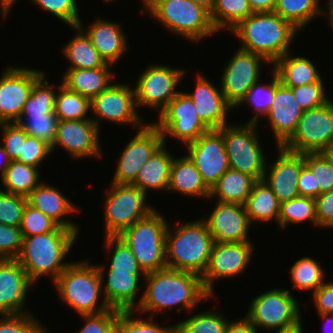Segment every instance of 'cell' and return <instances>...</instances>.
I'll return each mask as SVG.
<instances>
[{
	"mask_svg": "<svg viewBox=\"0 0 333 333\" xmlns=\"http://www.w3.org/2000/svg\"><path fill=\"white\" fill-rule=\"evenodd\" d=\"M143 296L136 312L157 317L177 309V313L189 312L215 298L202 284V277L196 273L165 267L146 273L143 280ZM175 308V309H174ZM157 315V316H156Z\"/></svg>",
	"mask_w": 333,
	"mask_h": 333,
	"instance_id": "obj_1",
	"label": "cell"
},
{
	"mask_svg": "<svg viewBox=\"0 0 333 333\" xmlns=\"http://www.w3.org/2000/svg\"><path fill=\"white\" fill-rule=\"evenodd\" d=\"M79 236L77 232L62 226L45 234L23 236L22 249L17 260L29 280L36 285L45 276L53 284L72 262L67 259L74 249L73 246L77 245Z\"/></svg>",
	"mask_w": 333,
	"mask_h": 333,
	"instance_id": "obj_2",
	"label": "cell"
},
{
	"mask_svg": "<svg viewBox=\"0 0 333 333\" xmlns=\"http://www.w3.org/2000/svg\"><path fill=\"white\" fill-rule=\"evenodd\" d=\"M299 33L275 12L253 13L229 31L240 42L238 48L262 55L271 65L292 51Z\"/></svg>",
	"mask_w": 333,
	"mask_h": 333,
	"instance_id": "obj_3",
	"label": "cell"
},
{
	"mask_svg": "<svg viewBox=\"0 0 333 333\" xmlns=\"http://www.w3.org/2000/svg\"><path fill=\"white\" fill-rule=\"evenodd\" d=\"M213 243L201 217L185 223L170 222L166 230V266L202 277L209 264Z\"/></svg>",
	"mask_w": 333,
	"mask_h": 333,
	"instance_id": "obj_4",
	"label": "cell"
},
{
	"mask_svg": "<svg viewBox=\"0 0 333 333\" xmlns=\"http://www.w3.org/2000/svg\"><path fill=\"white\" fill-rule=\"evenodd\" d=\"M89 260H73L53 283L58 299L78 316L110 310L102 292L98 269Z\"/></svg>",
	"mask_w": 333,
	"mask_h": 333,
	"instance_id": "obj_5",
	"label": "cell"
},
{
	"mask_svg": "<svg viewBox=\"0 0 333 333\" xmlns=\"http://www.w3.org/2000/svg\"><path fill=\"white\" fill-rule=\"evenodd\" d=\"M177 38L201 43L218 35L212 25L210 12L191 0H150L142 10Z\"/></svg>",
	"mask_w": 333,
	"mask_h": 333,
	"instance_id": "obj_6",
	"label": "cell"
},
{
	"mask_svg": "<svg viewBox=\"0 0 333 333\" xmlns=\"http://www.w3.org/2000/svg\"><path fill=\"white\" fill-rule=\"evenodd\" d=\"M169 222L170 220L155 208L119 235L145 273L167 267L165 243Z\"/></svg>",
	"mask_w": 333,
	"mask_h": 333,
	"instance_id": "obj_7",
	"label": "cell"
},
{
	"mask_svg": "<svg viewBox=\"0 0 333 333\" xmlns=\"http://www.w3.org/2000/svg\"><path fill=\"white\" fill-rule=\"evenodd\" d=\"M260 127L256 123L243 124L233 120L218 129L222 133L230 168L256 180L263 179L268 157L261 143Z\"/></svg>",
	"mask_w": 333,
	"mask_h": 333,
	"instance_id": "obj_8",
	"label": "cell"
},
{
	"mask_svg": "<svg viewBox=\"0 0 333 333\" xmlns=\"http://www.w3.org/2000/svg\"><path fill=\"white\" fill-rule=\"evenodd\" d=\"M103 225L105 236H119L155 209L148 196L132 184L110 183L105 188Z\"/></svg>",
	"mask_w": 333,
	"mask_h": 333,
	"instance_id": "obj_9",
	"label": "cell"
},
{
	"mask_svg": "<svg viewBox=\"0 0 333 333\" xmlns=\"http://www.w3.org/2000/svg\"><path fill=\"white\" fill-rule=\"evenodd\" d=\"M294 295L287 288L273 287L261 291L248 303L244 315L260 332L271 333L274 330L290 327L303 318L301 302H298Z\"/></svg>",
	"mask_w": 333,
	"mask_h": 333,
	"instance_id": "obj_10",
	"label": "cell"
},
{
	"mask_svg": "<svg viewBox=\"0 0 333 333\" xmlns=\"http://www.w3.org/2000/svg\"><path fill=\"white\" fill-rule=\"evenodd\" d=\"M148 65L135 78L136 84H133L136 106L138 111L142 108L154 110V114L156 112L158 114L155 115L158 116L181 91L177 87L182 79L185 82V74L189 70L155 62Z\"/></svg>",
	"mask_w": 333,
	"mask_h": 333,
	"instance_id": "obj_11",
	"label": "cell"
},
{
	"mask_svg": "<svg viewBox=\"0 0 333 333\" xmlns=\"http://www.w3.org/2000/svg\"><path fill=\"white\" fill-rule=\"evenodd\" d=\"M130 83V84H129ZM138 111L132 83L113 81L103 92L91 99V119L100 131L103 121L114 127L131 126L133 130L143 127L146 119ZM102 121V122H101ZM108 122V123H107Z\"/></svg>",
	"mask_w": 333,
	"mask_h": 333,
	"instance_id": "obj_12",
	"label": "cell"
},
{
	"mask_svg": "<svg viewBox=\"0 0 333 333\" xmlns=\"http://www.w3.org/2000/svg\"><path fill=\"white\" fill-rule=\"evenodd\" d=\"M282 147L302 154L333 151V99L304 111L295 132Z\"/></svg>",
	"mask_w": 333,
	"mask_h": 333,
	"instance_id": "obj_13",
	"label": "cell"
},
{
	"mask_svg": "<svg viewBox=\"0 0 333 333\" xmlns=\"http://www.w3.org/2000/svg\"><path fill=\"white\" fill-rule=\"evenodd\" d=\"M157 117L152 123L163 134L164 144L171 138L183 148L210 130L198 116L192 99L184 90Z\"/></svg>",
	"mask_w": 333,
	"mask_h": 333,
	"instance_id": "obj_14",
	"label": "cell"
},
{
	"mask_svg": "<svg viewBox=\"0 0 333 333\" xmlns=\"http://www.w3.org/2000/svg\"><path fill=\"white\" fill-rule=\"evenodd\" d=\"M233 51L232 57L223 64L219 84L227 102L235 108L247 91L263 77L262 69L271 64L262 55L238 47Z\"/></svg>",
	"mask_w": 333,
	"mask_h": 333,
	"instance_id": "obj_15",
	"label": "cell"
},
{
	"mask_svg": "<svg viewBox=\"0 0 333 333\" xmlns=\"http://www.w3.org/2000/svg\"><path fill=\"white\" fill-rule=\"evenodd\" d=\"M253 242L213 243L209 264L202 276V284L211 296L217 295L214 286L217 280L220 282L221 279L226 281L227 278L242 277L250 267L249 264L255 255Z\"/></svg>",
	"mask_w": 333,
	"mask_h": 333,
	"instance_id": "obj_16",
	"label": "cell"
},
{
	"mask_svg": "<svg viewBox=\"0 0 333 333\" xmlns=\"http://www.w3.org/2000/svg\"><path fill=\"white\" fill-rule=\"evenodd\" d=\"M135 132L116 158V167L110 183L133 184L142 166L163 144V134L152 121H148Z\"/></svg>",
	"mask_w": 333,
	"mask_h": 333,
	"instance_id": "obj_17",
	"label": "cell"
},
{
	"mask_svg": "<svg viewBox=\"0 0 333 333\" xmlns=\"http://www.w3.org/2000/svg\"><path fill=\"white\" fill-rule=\"evenodd\" d=\"M100 132L92 119L58 120L56 137L51 146L52 155L61 148L72 161L85 158L101 159L104 153Z\"/></svg>",
	"mask_w": 333,
	"mask_h": 333,
	"instance_id": "obj_18",
	"label": "cell"
},
{
	"mask_svg": "<svg viewBox=\"0 0 333 333\" xmlns=\"http://www.w3.org/2000/svg\"><path fill=\"white\" fill-rule=\"evenodd\" d=\"M7 65L0 74V123L17 122L34 82L45 70Z\"/></svg>",
	"mask_w": 333,
	"mask_h": 333,
	"instance_id": "obj_19",
	"label": "cell"
},
{
	"mask_svg": "<svg viewBox=\"0 0 333 333\" xmlns=\"http://www.w3.org/2000/svg\"><path fill=\"white\" fill-rule=\"evenodd\" d=\"M183 149L209 189L230 168L222 133L218 129H210Z\"/></svg>",
	"mask_w": 333,
	"mask_h": 333,
	"instance_id": "obj_20",
	"label": "cell"
},
{
	"mask_svg": "<svg viewBox=\"0 0 333 333\" xmlns=\"http://www.w3.org/2000/svg\"><path fill=\"white\" fill-rule=\"evenodd\" d=\"M208 211V217L202 216L213 241L218 243L243 242L251 240L249 232L255 227L251 224L244 205L215 201ZM210 213V214H209Z\"/></svg>",
	"mask_w": 333,
	"mask_h": 333,
	"instance_id": "obj_21",
	"label": "cell"
},
{
	"mask_svg": "<svg viewBox=\"0 0 333 333\" xmlns=\"http://www.w3.org/2000/svg\"><path fill=\"white\" fill-rule=\"evenodd\" d=\"M274 152H277L274 155L276 159L272 163L267 159L262 180L282 203L300 196L298 179L304 166V154L289 151L282 146H275Z\"/></svg>",
	"mask_w": 333,
	"mask_h": 333,
	"instance_id": "obj_22",
	"label": "cell"
},
{
	"mask_svg": "<svg viewBox=\"0 0 333 333\" xmlns=\"http://www.w3.org/2000/svg\"><path fill=\"white\" fill-rule=\"evenodd\" d=\"M100 264L95 265L100 275L104 298L110 309L136 310L142 300L143 294L140 291L144 290L141 289V286L144 283L142 280H144L146 273L115 272L105 266V262Z\"/></svg>",
	"mask_w": 333,
	"mask_h": 333,
	"instance_id": "obj_23",
	"label": "cell"
},
{
	"mask_svg": "<svg viewBox=\"0 0 333 333\" xmlns=\"http://www.w3.org/2000/svg\"><path fill=\"white\" fill-rule=\"evenodd\" d=\"M203 72L195 73L194 90L185 91L192 99L198 116L210 129H219L231 122L229 118L230 112H234V108L227 102L222 93L219 82L210 81Z\"/></svg>",
	"mask_w": 333,
	"mask_h": 333,
	"instance_id": "obj_24",
	"label": "cell"
},
{
	"mask_svg": "<svg viewBox=\"0 0 333 333\" xmlns=\"http://www.w3.org/2000/svg\"><path fill=\"white\" fill-rule=\"evenodd\" d=\"M34 286L17 259H0V315L33 312L26 301Z\"/></svg>",
	"mask_w": 333,
	"mask_h": 333,
	"instance_id": "obj_25",
	"label": "cell"
},
{
	"mask_svg": "<svg viewBox=\"0 0 333 333\" xmlns=\"http://www.w3.org/2000/svg\"><path fill=\"white\" fill-rule=\"evenodd\" d=\"M83 20L82 18L78 25L89 36L100 56L106 63L116 66L126 53H129L130 48L128 35L124 32L122 24L97 16L85 27Z\"/></svg>",
	"mask_w": 333,
	"mask_h": 333,
	"instance_id": "obj_26",
	"label": "cell"
},
{
	"mask_svg": "<svg viewBox=\"0 0 333 333\" xmlns=\"http://www.w3.org/2000/svg\"><path fill=\"white\" fill-rule=\"evenodd\" d=\"M56 187L55 184H49L44 180L34 188L30 194L26 197L27 203L41 212L46 216L54 220L59 226L65 227L67 229L73 230L80 234L79 222H73L71 219L75 214L80 213V210L70 197L65 196L64 191ZM74 213V214H73ZM70 218H68V217ZM63 218V219H62Z\"/></svg>",
	"mask_w": 333,
	"mask_h": 333,
	"instance_id": "obj_27",
	"label": "cell"
},
{
	"mask_svg": "<svg viewBox=\"0 0 333 333\" xmlns=\"http://www.w3.org/2000/svg\"><path fill=\"white\" fill-rule=\"evenodd\" d=\"M303 113L292 90L280 83L269 113L263 119L266 120L263 123L267 122L272 129L275 146H282L292 136Z\"/></svg>",
	"mask_w": 333,
	"mask_h": 333,
	"instance_id": "obj_28",
	"label": "cell"
},
{
	"mask_svg": "<svg viewBox=\"0 0 333 333\" xmlns=\"http://www.w3.org/2000/svg\"><path fill=\"white\" fill-rule=\"evenodd\" d=\"M167 193L172 195L180 193L186 199L206 198V201L210 197V189L203 181L200 172L184 153L179 158L176 154L172 162Z\"/></svg>",
	"mask_w": 333,
	"mask_h": 333,
	"instance_id": "obj_29",
	"label": "cell"
},
{
	"mask_svg": "<svg viewBox=\"0 0 333 333\" xmlns=\"http://www.w3.org/2000/svg\"><path fill=\"white\" fill-rule=\"evenodd\" d=\"M305 55H295L292 51L277 59L271 68L285 87H298L312 83H326L319 67Z\"/></svg>",
	"mask_w": 333,
	"mask_h": 333,
	"instance_id": "obj_30",
	"label": "cell"
},
{
	"mask_svg": "<svg viewBox=\"0 0 333 333\" xmlns=\"http://www.w3.org/2000/svg\"><path fill=\"white\" fill-rule=\"evenodd\" d=\"M113 68H115L113 64L106 63L95 69H66L60 76L59 82L68 89L92 99L116 80Z\"/></svg>",
	"mask_w": 333,
	"mask_h": 333,
	"instance_id": "obj_31",
	"label": "cell"
},
{
	"mask_svg": "<svg viewBox=\"0 0 333 333\" xmlns=\"http://www.w3.org/2000/svg\"><path fill=\"white\" fill-rule=\"evenodd\" d=\"M168 143L162 144L140 169L135 182L132 184L144 192L147 196L149 191L167 193L171 165L176 155H173Z\"/></svg>",
	"mask_w": 333,
	"mask_h": 333,
	"instance_id": "obj_32",
	"label": "cell"
},
{
	"mask_svg": "<svg viewBox=\"0 0 333 333\" xmlns=\"http://www.w3.org/2000/svg\"><path fill=\"white\" fill-rule=\"evenodd\" d=\"M75 35L61 47L60 53L67 62L66 69H95L106 64L105 60L95 49L91 39L79 26H71Z\"/></svg>",
	"mask_w": 333,
	"mask_h": 333,
	"instance_id": "obj_33",
	"label": "cell"
},
{
	"mask_svg": "<svg viewBox=\"0 0 333 333\" xmlns=\"http://www.w3.org/2000/svg\"><path fill=\"white\" fill-rule=\"evenodd\" d=\"M244 206L249 220L256 230L261 223L268 225L270 222H276L278 227L280 202L264 180H257L254 183Z\"/></svg>",
	"mask_w": 333,
	"mask_h": 333,
	"instance_id": "obj_34",
	"label": "cell"
},
{
	"mask_svg": "<svg viewBox=\"0 0 333 333\" xmlns=\"http://www.w3.org/2000/svg\"><path fill=\"white\" fill-rule=\"evenodd\" d=\"M257 180L249 174L229 168L210 189L209 200L245 205Z\"/></svg>",
	"mask_w": 333,
	"mask_h": 333,
	"instance_id": "obj_35",
	"label": "cell"
},
{
	"mask_svg": "<svg viewBox=\"0 0 333 333\" xmlns=\"http://www.w3.org/2000/svg\"><path fill=\"white\" fill-rule=\"evenodd\" d=\"M268 70V72H270L268 75L270 77V81L266 80V83V81L261 78L247 91L245 97L234 108V110L241 109L242 106L246 104L253 110L254 114H252L251 118H249L246 123H256L261 125L263 120H260L265 118L272 106L276 93V87L280 84V80L272 69L271 71L270 69Z\"/></svg>",
	"mask_w": 333,
	"mask_h": 333,
	"instance_id": "obj_36",
	"label": "cell"
},
{
	"mask_svg": "<svg viewBox=\"0 0 333 333\" xmlns=\"http://www.w3.org/2000/svg\"><path fill=\"white\" fill-rule=\"evenodd\" d=\"M322 0H277L274 12L303 33L311 22L322 17Z\"/></svg>",
	"mask_w": 333,
	"mask_h": 333,
	"instance_id": "obj_37",
	"label": "cell"
},
{
	"mask_svg": "<svg viewBox=\"0 0 333 333\" xmlns=\"http://www.w3.org/2000/svg\"><path fill=\"white\" fill-rule=\"evenodd\" d=\"M40 169L11 160L4 176L0 179L3 191L27 197L42 181ZM42 179V180H40Z\"/></svg>",
	"mask_w": 333,
	"mask_h": 333,
	"instance_id": "obj_38",
	"label": "cell"
},
{
	"mask_svg": "<svg viewBox=\"0 0 333 333\" xmlns=\"http://www.w3.org/2000/svg\"><path fill=\"white\" fill-rule=\"evenodd\" d=\"M316 258L303 256L297 259L289 269L291 290L311 292V295L327 280L322 264Z\"/></svg>",
	"mask_w": 333,
	"mask_h": 333,
	"instance_id": "obj_39",
	"label": "cell"
},
{
	"mask_svg": "<svg viewBox=\"0 0 333 333\" xmlns=\"http://www.w3.org/2000/svg\"><path fill=\"white\" fill-rule=\"evenodd\" d=\"M214 308L189 312L187 317L175 323V333H224L229 317Z\"/></svg>",
	"mask_w": 333,
	"mask_h": 333,
	"instance_id": "obj_40",
	"label": "cell"
},
{
	"mask_svg": "<svg viewBox=\"0 0 333 333\" xmlns=\"http://www.w3.org/2000/svg\"><path fill=\"white\" fill-rule=\"evenodd\" d=\"M46 71L34 82L20 116H47L54 114L59 82L49 83Z\"/></svg>",
	"mask_w": 333,
	"mask_h": 333,
	"instance_id": "obj_41",
	"label": "cell"
},
{
	"mask_svg": "<svg viewBox=\"0 0 333 333\" xmlns=\"http://www.w3.org/2000/svg\"><path fill=\"white\" fill-rule=\"evenodd\" d=\"M307 222L317 229L315 198L298 196L280 203L279 230L286 232L291 225L298 227Z\"/></svg>",
	"mask_w": 333,
	"mask_h": 333,
	"instance_id": "obj_42",
	"label": "cell"
},
{
	"mask_svg": "<svg viewBox=\"0 0 333 333\" xmlns=\"http://www.w3.org/2000/svg\"><path fill=\"white\" fill-rule=\"evenodd\" d=\"M248 0H215L210 19L218 34L229 32L240 21L252 15Z\"/></svg>",
	"mask_w": 333,
	"mask_h": 333,
	"instance_id": "obj_43",
	"label": "cell"
},
{
	"mask_svg": "<svg viewBox=\"0 0 333 333\" xmlns=\"http://www.w3.org/2000/svg\"><path fill=\"white\" fill-rule=\"evenodd\" d=\"M91 99L82 96L60 83L55 97L54 114L58 120L91 119Z\"/></svg>",
	"mask_w": 333,
	"mask_h": 333,
	"instance_id": "obj_44",
	"label": "cell"
},
{
	"mask_svg": "<svg viewBox=\"0 0 333 333\" xmlns=\"http://www.w3.org/2000/svg\"><path fill=\"white\" fill-rule=\"evenodd\" d=\"M103 238L105 240L103 241L104 252L109 256L107 262L110 261L105 265L110 270L122 273H145L124 240L119 236H104Z\"/></svg>",
	"mask_w": 333,
	"mask_h": 333,
	"instance_id": "obj_45",
	"label": "cell"
},
{
	"mask_svg": "<svg viewBox=\"0 0 333 333\" xmlns=\"http://www.w3.org/2000/svg\"><path fill=\"white\" fill-rule=\"evenodd\" d=\"M141 316V317H139ZM132 311H119L116 321V333H175V324L163 326L156 322L157 317L146 316Z\"/></svg>",
	"mask_w": 333,
	"mask_h": 333,
	"instance_id": "obj_46",
	"label": "cell"
},
{
	"mask_svg": "<svg viewBox=\"0 0 333 333\" xmlns=\"http://www.w3.org/2000/svg\"><path fill=\"white\" fill-rule=\"evenodd\" d=\"M304 165L315 176L319 195L333 190V156L330 153H305Z\"/></svg>",
	"mask_w": 333,
	"mask_h": 333,
	"instance_id": "obj_47",
	"label": "cell"
},
{
	"mask_svg": "<svg viewBox=\"0 0 333 333\" xmlns=\"http://www.w3.org/2000/svg\"><path fill=\"white\" fill-rule=\"evenodd\" d=\"M33 5L43 9L45 13L62 22V24L77 26L81 20V13L78 0H28Z\"/></svg>",
	"mask_w": 333,
	"mask_h": 333,
	"instance_id": "obj_48",
	"label": "cell"
},
{
	"mask_svg": "<svg viewBox=\"0 0 333 333\" xmlns=\"http://www.w3.org/2000/svg\"><path fill=\"white\" fill-rule=\"evenodd\" d=\"M34 314L29 312L0 315V333H47L49 328Z\"/></svg>",
	"mask_w": 333,
	"mask_h": 333,
	"instance_id": "obj_49",
	"label": "cell"
},
{
	"mask_svg": "<svg viewBox=\"0 0 333 333\" xmlns=\"http://www.w3.org/2000/svg\"><path fill=\"white\" fill-rule=\"evenodd\" d=\"M18 123L28 135L45 141L52 146L55 137L58 118L55 114L47 116H20Z\"/></svg>",
	"mask_w": 333,
	"mask_h": 333,
	"instance_id": "obj_50",
	"label": "cell"
},
{
	"mask_svg": "<svg viewBox=\"0 0 333 333\" xmlns=\"http://www.w3.org/2000/svg\"><path fill=\"white\" fill-rule=\"evenodd\" d=\"M59 225L39 209L26 204L20 224L22 236L45 234L54 231Z\"/></svg>",
	"mask_w": 333,
	"mask_h": 333,
	"instance_id": "obj_51",
	"label": "cell"
},
{
	"mask_svg": "<svg viewBox=\"0 0 333 333\" xmlns=\"http://www.w3.org/2000/svg\"><path fill=\"white\" fill-rule=\"evenodd\" d=\"M26 204V197L0 189V223L20 227Z\"/></svg>",
	"mask_w": 333,
	"mask_h": 333,
	"instance_id": "obj_52",
	"label": "cell"
},
{
	"mask_svg": "<svg viewBox=\"0 0 333 333\" xmlns=\"http://www.w3.org/2000/svg\"><path fill=\"white\" fill-rule=\"evenodd\" d=\"M52 155L51 146L43 140L34 136L27 135L25 140H22L21 153L15 161L41 168L49 156Z\"/></svg>",
	"mask_w": 333,
	"mask_h": 333,
	"instance_id": "obj_53",
	"label": "cell"
},
{
	"mask_svg": "<svg viewBox=\"0 0 333 333\" xmlns=\"http://www.w3.org/2000/svg\"><path fill=\"white\" fill-rule=\"evenodd\" d=\"M325 86V83H312L290 89L303 111H307L327 103L332 98L327 94L328 89Z\"/></svg>",
	"mask_w": 333,
	"mask_h": 333,
	"instance_id": "obj_54",
	"label": "cell"
},
{
	"mask_svg": "<svg viewBox=\"0 0 333 333\" xmlns=\"http://www.w3.org/2000/svg\"><path fill=\"white\" fill-rule=\"evenodd\" d=\"M118 314V310L110 309L98 314L79 315L83 327L76 333H116Z\"/></svg>",
	"mask_w": 333,
	"mask_h": 333,
	"instance_id": "obj_55",
	"label": "cell"
},
{
	"mask_svg": "<svg viewBox=\"0 0 333 333\" xmlns=\"http://www.w3.org/2000/svg\"><path fill=\"white\" fill-rule=\"evenodd\" d=\"M20 227L0 223V259H17L22 249Z\"/></svg>",
	"mask_w": 333,
	"mask_h": 333,
	"instance_id": "obj_56",
	"label": "cell"
},
{
	"mask_svg": "<svg viewBox=\"0 0 333 333\" xmlns=\"http://www.w3.org/2000/svg\"><path fill=\"white\" fill-rule=\"evenodd\" d=\"M1 140L0 144L11 160H15L21 153L22 140L28 135L25 130L16 122L0 123Z\"/></svg>",
	"mask_w": 333,
	"mask_h": 333,
	"instance_id": "obj_57",
	"label": "cell"
},
{
	"mask_svg": "<svg viewBox=\"0 0 333 333\" xmlns=\"http://www.w3.org/2000/svg\"><path fill=\"white\" fill-rule=\"evenodd\" d=\"M317 229H333V190L315 198Z\"/></svg>",
	"mask_w": 333,
	"mask_h": 333,
	"instance_id": "obj_58",
	"label": "cell"
},
{
	"mask_svg": "<svg viewBox=\"0 0 333 333\" xmlns=\"http://www.w3.org/2000/svg\"><path fill=\"white\" fill-rule=\"evenodd\" d=\"M310 298L317 314L333 313V280H326Z\"/></svg>",
	"mask_w": 333,
	"mask_h": 333,
	"instance_id": "obj_59",
	"label": "cell"
},
{
	"mask_svg": "<svg viewBox=\"0 0 333 333\" xmlns=\"http://www.w3.org/2000/svg\"><path fill=\"white\" fill-rule=\"evenodd\" d=\"M298 190L300 196L311 198L319 196V187H316L315 176L305 165L300 171Z\"/></svg>",
	"mask_w": 333,
	"mask_h": 333,
	"instance_id": "obj_60",
	"label": "cell"
},
{
	"mask_svg": "<svg viewBox=\"0 0 333 333\" xmlns=\"http://www.w3.org/2000/svg\"><path fill=\"white\" fill-rule=\"evenodd\" d=\"M257 328L251 323V321L244 315L239 319H233L228 321L224 333H258Z\"/></svg>",
	"mask_w": 333,
	"mask_h": 333,
	"instance_id": "obj_61",
	"label": "cell"
},
{
	"mask_svg": "<svg viewBox=\"0 0 333 333\" xmlns=\"http://www.w3.org/2000/svg\"><path fill=\"white\" fill-rule=\"evenodd\" d=\"M253 13L274 12L277 0H248Z\"/></svg>",
	"mask_w": 333,
	"mask_h": 333,
	"instance_id": "obj_62",
	"label": "cell"
},
{
	"mask_svg": "<svg viewBox=\"0 0 333 333\" xmlns=\"http://www.w3.org/2000/svg\"><path fill=\"white\" fill-rule=\"evenodd\" d=\"M325 3L322 6V18L327 21L328 29L333 31V0H324Z\"/></svg>",
	"mask_w": 333,
	"mask_h": 333,
	"instance_id": "obj_63",
	"label": "cell"
},
{
	"mask_svg": "<svg viewBox=\"0 0 333 333\" xmlns=\"http://www.w3.org/2000/svg\"><path fill=\"white\" fill-rule=\"evenodd\" d=\"M16 1L18 2V0H0V18L4 20L1 23L5 22V20L9 18L8 16H10L13 11L12 8L14 7V4H16Z\"/></svg>",
	"mask_w": 333,
	"mask_h": 333,
	"instance_id": "obj_64",
	"label": "cell"
},
{
	"mask_svg": "<svg viewBox=\"0 0 333 333\" xmlns=\"http://www.w3.org/2000/svg\"><path fill=\"white\" fill-rule=\"evenodd\" d=\"M11 159L4 147L0 144V179L4 176L7 167L10 165Z\"/></svg>",
	"mask_w": 333,
	"mask_h": 333,
	"instance_id": "obj_65",
	"label": "cell"
},
{
	"mask_svg": "<svg viewBox=\"0 0 333 333\" xmlns=\"http://www.w3.org/2000/svg\"><path fill=\"white\" fill-rule=\"evenodd\" d=\"M304 326L303 325V318L296 324L290 326V327H287V328H281V329H278V330H274L275 333H304L305 329H304ZM272 332V333H274Z\"/></svg>",
	"mask_w": 333,
	"mask_h": 333,
	"instance_id": "obj_66",
	"label": "cell"
},
{
	"mask_svg": "<svg viewBox=\"0 0 333 333\" xmlns=\"http://www.w3.org/2000/svg\"><path fill=\"white\" fill-rule=\"evenodd\" d=\"M319 318L324 321V333H333V313L318 314ZM332 325V326H331ZM327 326V327H325Z\"/></svg>",
	"mask_w": 333,
	"mask_h": 333,
	"instance_id": "obj_67",
	"label": "cell"
},
{
	"mask_svg": "<svg viewBox=\"0 0 333 333\" xmlns=\"http://www.w3.org/2000/svg\"><path fill=\"white\" fill-rule=\"evenodd\" d=\"M207 9L209 12L213 9L215 0H191Z\"/></svg>",
	"mask_w": 333,
	"mask_h": 333,
	"instance_id": "obj_68",
	"label": "cell"
},
{
	"mask_svg": "<svg viewBox=\"0 0 333 333\" xmlns=\"http://www.w3.org/2000/svg\"><path fill=\"white\" fill-rule=\"evenodd\" d=\"M140 1H142L141 3H143V4L141 5V9H138V10H139V13L142 14V10H143L142 7H144L150 0H140Z\"/></svg>",
	"mask_w": 333,
	"mask_h": 333,
	"instance_id": "obj_69",
	"label": "cell"
},
{
	"mask_svg": "<svg viewBox=\"0 0 333 333\" xmlns=\"http://www.w3.org/2000/svg\"><path fill=\"white\" fill-rule=\"evenodd\" d=\"M102 1H104V2H101V3H104V4H112V3H114V2H117V0H102Z\"/></svg>",
	"mask_w": 333,
	"mask_h": 333,
	"instance_id": "obj_70",
	"label": "cell"
}]
</instances>
